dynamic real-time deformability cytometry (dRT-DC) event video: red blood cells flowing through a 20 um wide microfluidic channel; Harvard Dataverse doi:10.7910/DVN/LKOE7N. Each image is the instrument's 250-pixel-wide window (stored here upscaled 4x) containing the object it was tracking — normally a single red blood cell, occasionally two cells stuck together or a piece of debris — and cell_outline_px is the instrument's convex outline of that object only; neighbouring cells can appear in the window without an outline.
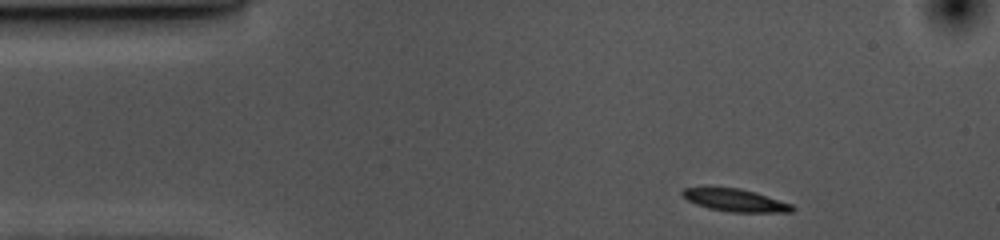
{"species": "common noctule bat (a hibernating species)", "species_latin": "Nyctalus noctula", "temperature_condition": "cold", "stored_images_in_passage": 49, "camera_frame_rate_fps": 3000, "um_per_image_px": 0.085, "animal": {"sex": "female", "body_mass_g": 10.0, "forearm_length_mm": 53.1}, "frame": {"image": 1, "passage_image": 1, "time_ms": 0.0, "image_size_px": [1000, 240], "cell_outline_px": [[796, 208], [792, 212], [732, 212], [708, 208], [696, 204], [688, 200], [680, 192], [684, 188], [740, 188], [756, 192], [792, 204]], "centroid_in_image_um": [62.54, 17.03], "position_along_channel_um": 22.5, "area_um2": 14.28}}
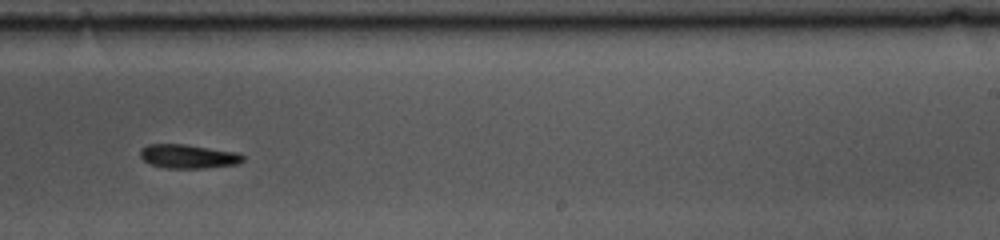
{"frame": {"image": 2, "passage_image": 27, "time_ms": 8.667, "image_size_px": [1000, 240], "cell_outline_px": [[244, 160], [236, 164], [204, 168], [164, 168], [148, 164], [140, 156], [140, 148], [148, 144], [184, 144], [236, 152], [244, 156]], "centroid_in_image_um": [15.95, 13.29], "position_along_channel_um": 273.1, "area_um2": 14.33}}
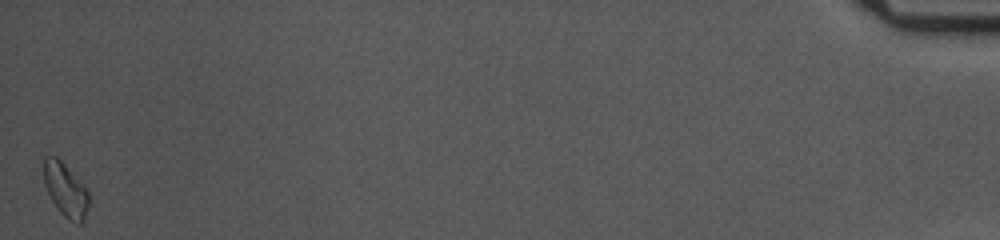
{"frame": {"image": 3, "passage_image": 49, "time_ms": 16.0, "image_size_px": [1000, 240], "cell_outline_px": [[88, 208], [84, 220], [80, 224], [76, 224], [68, 220], [60, 212], [52, 200], [44, 184], [44, 156], [56, 156], [64, 164], [88, 192]], "centroid_in_image_um": [5.56, 16.17], "position_along_channel_um": 429.6, "area_um2": 13.76}, "authors_computed_cell_mechanics": {"area_um2": 14.3922, "velocity_mm_per_s": 3.5372, "shape_relaxation_time_tau1_ms": 2.4043, "shape_relaxation_time_tau2_ms": null, "deformation_change_tau1": 0.1147, "deformation_change_tau2": null}}